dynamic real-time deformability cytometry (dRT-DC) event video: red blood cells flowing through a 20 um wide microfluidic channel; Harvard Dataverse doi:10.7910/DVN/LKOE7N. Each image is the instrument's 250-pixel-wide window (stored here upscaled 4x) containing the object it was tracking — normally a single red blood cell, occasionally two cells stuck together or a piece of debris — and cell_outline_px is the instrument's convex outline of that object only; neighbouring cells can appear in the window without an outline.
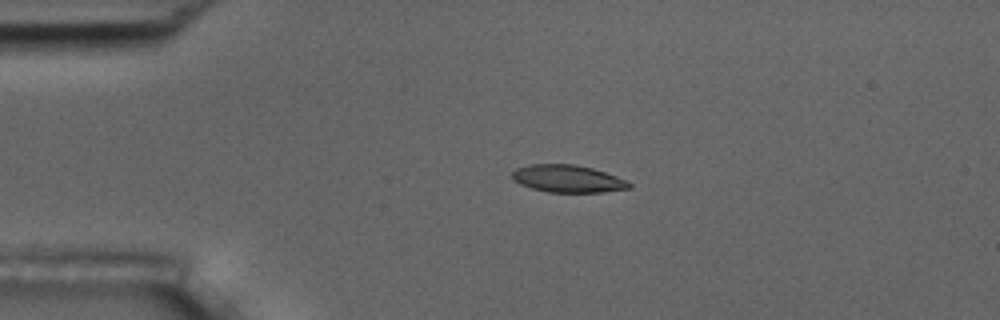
{"species": "common noctule bat (a hibernating species)", "species_latin": "Nyctalus noctula", "temperature_condition": "room temperature", "stored_images_in_passage": 4, "camera_frame_rate_fps": 3000, "um_per_image_px": 0.085, "animal": {"sex": "male", "body_mass_g": 17.5, "forearm_length_mm": 52.3}, "frame": {"image": 1, "passage_image": 3, "time_ms": 2.333, "image_size_px": [1000, 320], "cell_outline_px": [[632, 188], [600, 192], [548, 192], [532, 188], [520, 184], [512, 180], [512, 172], [516, 168], [532, 164], [576, 164], [592, 168], [616, 176], [632, 184]], "centroid_in_image_um": [48.24, 15.19], "position_along_channel_um": 36.8, "area_um2": 18.61}}